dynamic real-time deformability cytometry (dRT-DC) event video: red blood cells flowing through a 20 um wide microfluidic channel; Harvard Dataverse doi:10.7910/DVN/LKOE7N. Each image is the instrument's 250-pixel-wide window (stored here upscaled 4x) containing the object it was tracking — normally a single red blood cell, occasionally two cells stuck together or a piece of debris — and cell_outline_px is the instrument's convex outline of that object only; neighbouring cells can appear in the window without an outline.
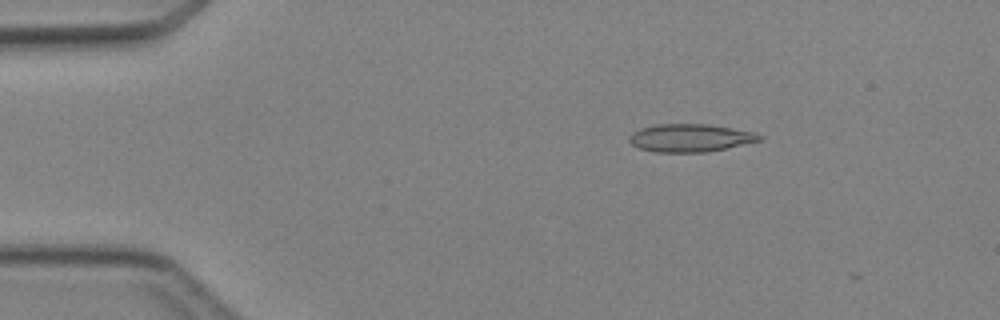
{"species": "Egyptian fruit bat (a non-hibernating species)", "species_latin": "Rousettus aegyptiacus", "temperature_condition": "cold", "stored_images_in_passage": 5, "camera_frame_rate_fps": 3000, "um_per_image_px": 0.085, "animal": {"sex": "female"}, "frame": {"image": 1, "passage_image": 3, "time_ms": 2.333, "image_size_px": [1000, 320], "cell_outline_px": [[764, 140], [704, 152], [656, 152], [640, 148], [632, 144], [628, 140], [628, 136], [632, 132], [640, 128], [656, 124], [708, 124], [756, 132], [764, 136]], "centroid_in_image_um": [58.68, 11.71], "position_along_channel_um": 26.3, "area_um2": 21.21}}